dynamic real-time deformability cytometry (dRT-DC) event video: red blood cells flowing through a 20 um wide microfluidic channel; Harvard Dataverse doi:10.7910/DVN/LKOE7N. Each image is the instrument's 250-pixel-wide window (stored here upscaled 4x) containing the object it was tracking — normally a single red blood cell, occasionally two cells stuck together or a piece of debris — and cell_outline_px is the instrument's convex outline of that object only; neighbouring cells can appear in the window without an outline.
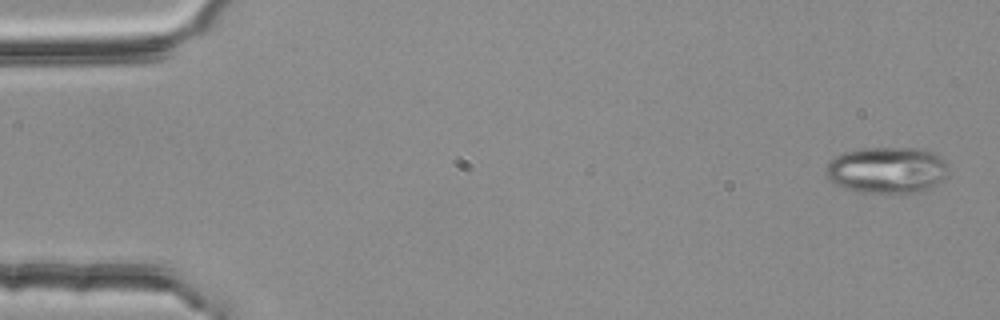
{"species": "common noctule bat (a hibernating species)", "species_latin": "Nyctalus noctula", "temperature_condition": "room temperature", "stored_images_in_passage": 4, "camera_frame_rate_fps": 3000, "um_per_image_px": 0.085, "animal": {"sex": "female", "body_mass_g": 25.1}, "frame": {"image": 1, "passage_image": 1, "time_ms": 0.0, "image_size_px": [1000, 320], "cell_outline_px": [[948, 176], [924, 192], [900, 196], [856, 192], [836, 184], [824, 172], [832, 156], [844, 152], [864, 148], [916, 148], [932, 152], [944, 160], [948, 168]], "centroid_in_image_um": [75.42, 14.51], "position_along_channel_um": 9.6, "area_um2": 34.1}}